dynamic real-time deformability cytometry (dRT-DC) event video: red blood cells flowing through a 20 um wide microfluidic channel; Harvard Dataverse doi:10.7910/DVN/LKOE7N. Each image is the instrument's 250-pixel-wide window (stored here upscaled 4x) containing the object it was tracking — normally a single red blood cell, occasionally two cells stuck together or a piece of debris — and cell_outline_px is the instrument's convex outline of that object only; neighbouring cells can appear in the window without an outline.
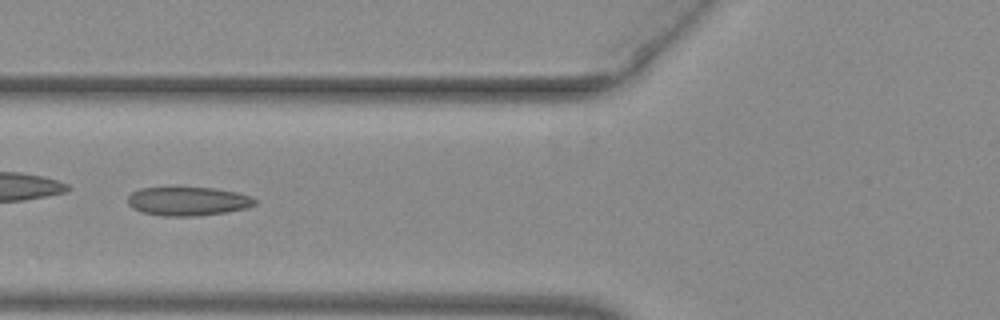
{"species": "common noctule bat (a hibernating species)", "species_latin": "Nyctalus noctula", "temperature_condition": "warm", "stored_images_in_passage": 43, "camera_frame_rate_fps": 3000, "um_per_image_px": 0.085, "animal": {"sex": "female", "body_mass_g": 29.2, "forearm_length_mm": 56.3}, "frame": {"image": 1, "passage_image": 13, "time_ms": 4.0, "image_size_px": [1000, 320], "cell_outline_px": [[256, 204], [248, 208], [228, 212], [200, 216], [160, 216], [140, 212], [132, 208], [128, 204], [128, 196], [132, 192], [140, 188], [212, 188], [236, 192], [252, 196], [256, 200]], "centroid_in_image_um": [15.98, 17.12], "position_along_channel_um": 109.8, "area_um2": 21.5}}
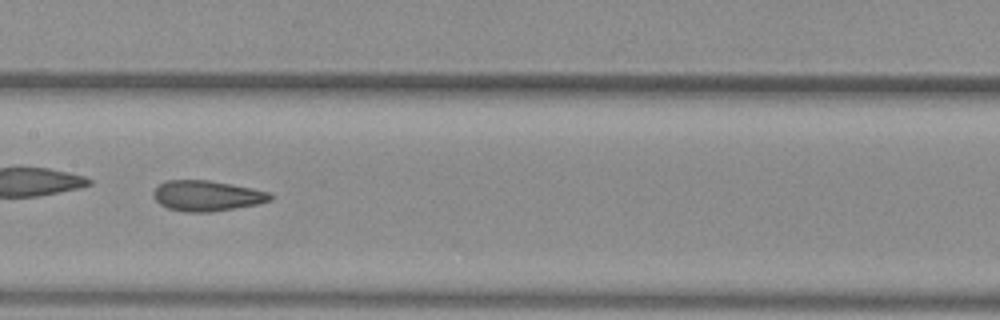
{"frame": {"image": 2, "passage_image": 19, "time_ms": 6.0, "image_size_px": [1000, 320], "cell_outline_px": [[272, 200], [260, 204], [208, 212], [184, 212], [168, 208], [160, 204], [152, 196], [152, 192], [164, 180], [208, 180], [232, 184], [252, 188], [268, 192], [272, 196]], "centroid_in_image_um": [17.57, 16.64], "position_along_channel_um": 189.8, "area_um2": 20.81}, "authors_computed_cell_mechanics": {"area_um2": 21.5016, "velocity_mm_per_s": 3.9908, "shape_relaxation_time_tau1_ms": 10.1755, "shape_relaxation_time_tau2_ms": 2.0598, "deformation_change_tau1": 0.2301, "deformation_change_tau2": 0.0978}}